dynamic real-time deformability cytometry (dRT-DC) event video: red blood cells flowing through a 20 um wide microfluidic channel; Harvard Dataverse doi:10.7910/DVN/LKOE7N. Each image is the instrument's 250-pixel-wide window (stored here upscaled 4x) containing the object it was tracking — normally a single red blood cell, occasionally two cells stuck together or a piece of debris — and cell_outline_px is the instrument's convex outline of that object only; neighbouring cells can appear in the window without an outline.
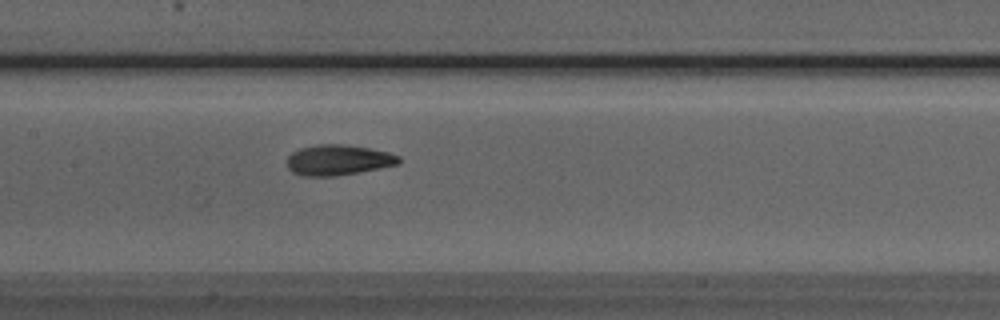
{"species": "Egyptian fruit bat (a non-hibernating species)", "species_latin": "Rousettus aegyptiacus", "temperature_condition": "room temperature", "stored_images_in_passage": 33, "camera_frame_rate_fps": 3000, "um_per_image_px": 0.085, "animal": {"sex": "male"}, "frame": {"image": 1, "passage_image": 11, "time_ms": 3.333, "image_size_px": [1000, 320], "cell_outline_px": [[400, 164], [360, 172], [336, 176], [304, 176], [292, 172], [288, 168], [288, 156], [292, 152], [300, 148], [316, 144], [340, 144], [368, 148], [388, 152], [400, 156]], "centroid_in_image_um": [28.75, 13.6], "position_along_channel_um": 178.7, "area_um2": 19.88}}
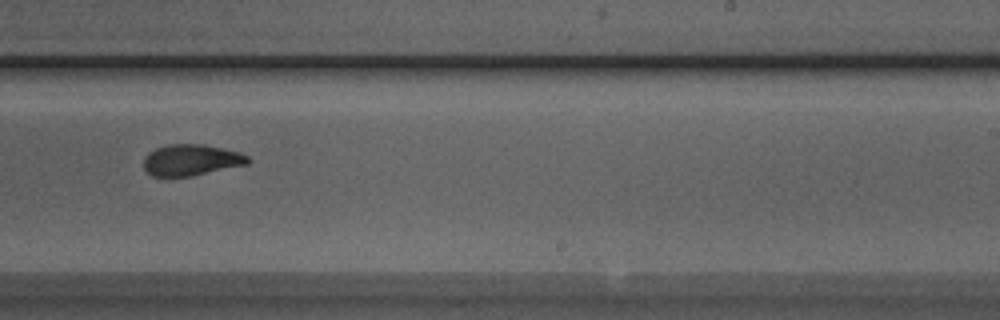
{"frame": {"image": 2, "passage_image": 18, "time_ms": 5.667, "image_size_px": [1000, 320], "cell_outline_px": [[252, 160], [248, 164], [192, 176], [152, 176], [144, 168], [144, 156], [148, 152], [156, 148], [168, 144], [204, 144], [240, 152], [248, 156]], "centroid_in_image_um": [16.27, 13.59], "position_along_channel_um": 272.7, "area_um2": 19.07}}
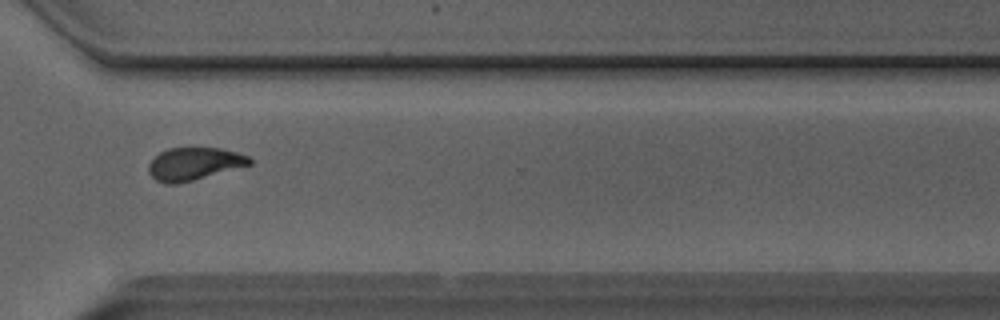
{"frame": {"image": 3, "passage_image": 24, "time_ms": 7.667, "image_size_px": [1000, 320], "cell_outline_px": [[252, 164], [192, 180], [176, 184], [168, 184], [156, 180], [148, 172], [148, 164], [160, 152], [168, 148], [192, 144], [220, 148], [236, 152], [248, 156], [252, 160]], "centroid_in_image_um": [16.48, 13.86], "position_along_channel_um": 354.1, "area_um2": 19.71}, "authors_computed_cell_mechanics": {"area_um2": 19.7098, "velocity_mm_per_s": 4.0492, "shape_relaxation_time_tau1_ms": 5.7161, "shape_relaxation_time_tau2_ms": 1.6012, "deformation_change_tau1": 0.1697, "deformation_change_tau2": 0.0774}}